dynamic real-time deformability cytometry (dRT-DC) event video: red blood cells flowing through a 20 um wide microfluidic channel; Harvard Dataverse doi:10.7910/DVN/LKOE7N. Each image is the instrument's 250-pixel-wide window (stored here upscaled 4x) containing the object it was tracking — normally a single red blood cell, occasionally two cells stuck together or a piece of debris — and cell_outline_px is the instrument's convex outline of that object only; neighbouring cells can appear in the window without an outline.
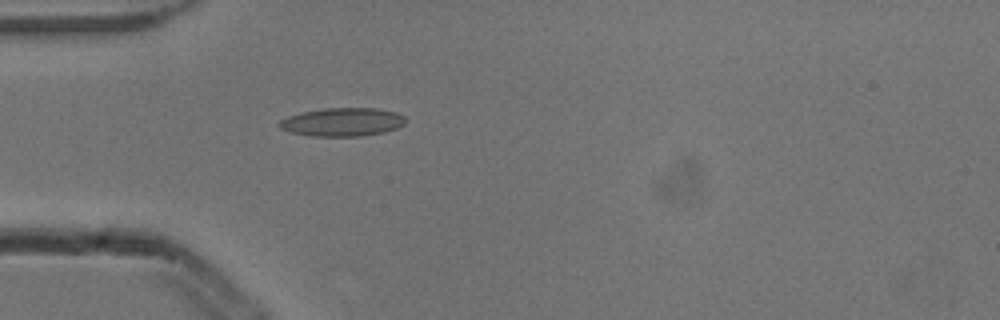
{"species": "common noctule bat (a hibernating species)", "species_latin": "Nyctalus noctula", "temperature_condition": "cold", "stored_images_in_passage": 5, "camera_frame_rate_fps": 3000, "um_per_image_px": 0.085, "animal": {"sex": "male", "body_mass_g": 13.3}, "frame": {"image": 1, "passage_image": 5, "time_ms": 1.333, "image_size_px": [1000, 320], "cell_outline_px": [[408, 120], [404, 124], [396, 128], [384, 132], [360, 136], [312, 136], [292, 132], [280, 128], [276, 124], [280, 120], [288, 116], [300, 112], [324, 108], [376, 108], [396, 112], [404, 116]], "centroid_in_image_um": [29.1, 10.36], "position_along_channel_um": 55.9, "area_um2": 20.98}}